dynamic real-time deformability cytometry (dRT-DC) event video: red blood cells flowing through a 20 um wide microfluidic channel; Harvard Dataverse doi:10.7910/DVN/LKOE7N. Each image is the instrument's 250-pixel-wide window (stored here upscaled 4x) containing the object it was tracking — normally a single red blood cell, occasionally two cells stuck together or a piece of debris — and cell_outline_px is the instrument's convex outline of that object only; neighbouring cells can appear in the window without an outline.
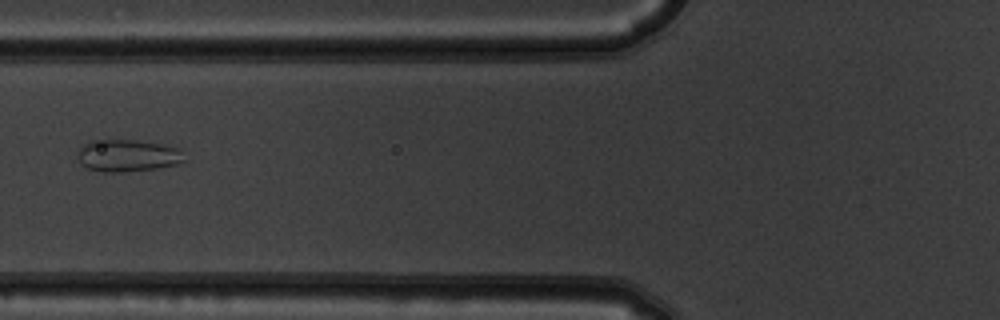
{"species": "common noctule bat (a hibernating species)", "species_latin": "Nyctalus noctula", "temperature_condition": "warm", "stored_images_in_passage": 3, "camera_frame_rate_fps": 3000, "um_per_image_px": 0.085, "animal": {"sex": "male", "body_mass_g": 19.5, "forearm_length_mm": 54.6}, "frame": {"image": 1, "passage_image": 3, "time_ms": 0.667, "image_size_px": [1000, 320], "cell_outline_px": [[184, 160], [176, 164], [156, 168], [120, 172], [104, 172], [88, 168], [80, 164], [80, 148], [88, 140], [136, 140], [160, 144], [180, 148]], "centroid_in_image_um": [10.84, 13.22], "position_along_channel_um": 115.0, "area_um2": 19.65}}